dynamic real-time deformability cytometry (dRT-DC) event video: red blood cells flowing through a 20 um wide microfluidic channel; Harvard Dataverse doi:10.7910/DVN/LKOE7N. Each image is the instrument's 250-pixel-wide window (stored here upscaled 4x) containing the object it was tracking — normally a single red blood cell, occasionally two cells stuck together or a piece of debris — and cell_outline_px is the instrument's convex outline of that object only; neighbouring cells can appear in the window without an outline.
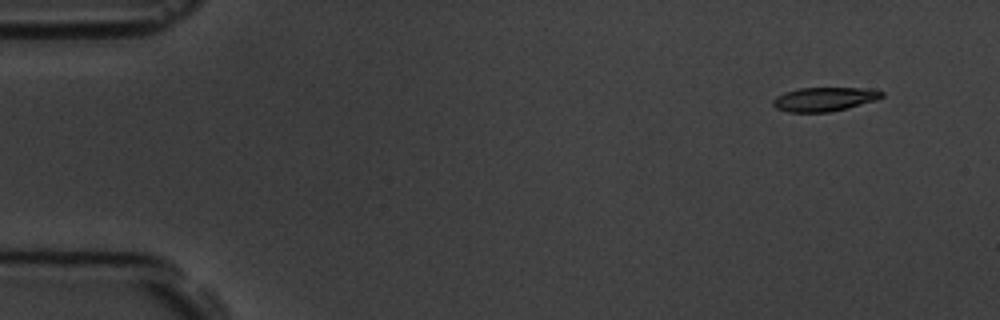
{"species": "common noctule bat (a hibernating species)", "species_latin": "Nyctalus noctula", "temperature_condition": "room temperature", "stored_images_in_passage": 8, "camera_frame_rate_fps": 3000, "um_per_image_px": 0.085, "animal": {"sex": "male", "body_mass_g": 19.5, "forearm_length_mm": 54.6}, "frame": {"image": 1, "passage_image": 1, "time_ms": 0.0, "image_size_px": [1000, 320], "cell_outline_px": [[884, 96], [876, 100], [848, 108], [828, 112], [788, 112], [776, 108], [772, 104], [772, 100], [776, 96], [784, 92], [800, 88], [860, 88], [884, 92]], "centroid_in_image_um": [70.03, 8.43], "position_along_channel_um": 15.0, "area_um2": 15.14}}
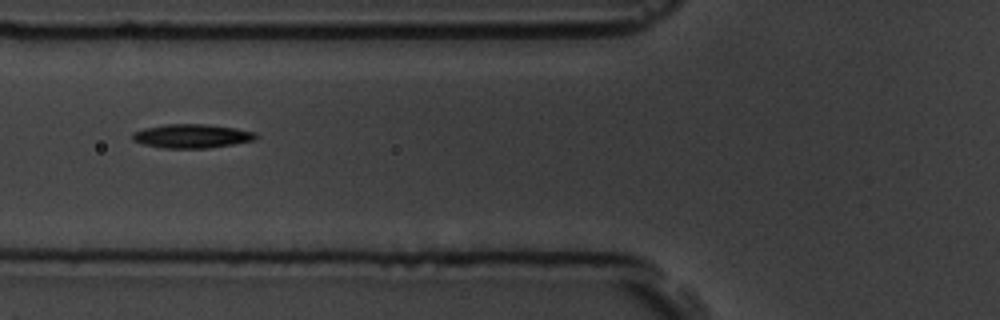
{"frame": {"image": 2, "passage_image": 6, "time_ms": 5.667, "image_size_px": [1000, 320], "cell_outline_px": [[260, 136], [256, 140], [208, 148], [164, 148], [144, 144], [132, 140], [132, 132], [144, 128], [164, 124], [204, 124], [236, 128], [256, 132]], "centroid_in_image_um": [16.33, 11.56], "position_along_channel_um": 109.5, "area_um2": 17.28}}
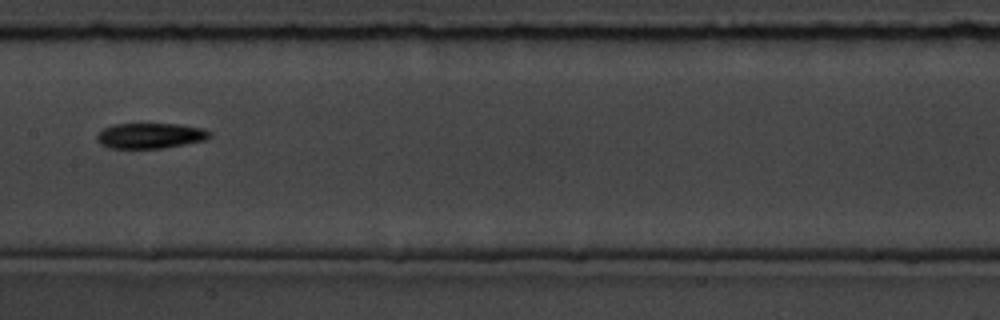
{"frame": {"image": 3, "passage_image": 8, "time_ms": 8.0, "image_size_px": [1000, 320], "cell_outline_px": [[212, 136], [204, 140], [184, 144], [160, 148], [108, 148], [100, 144], [96, 140], [96, 136], [104, 128], [112, 124], [176, 124], [204, 128], [212, 132]], "centroid_in_image_um": [12.77, 11.53], "position_along_channel_um": 194.6, "area_um2": 16.7}}